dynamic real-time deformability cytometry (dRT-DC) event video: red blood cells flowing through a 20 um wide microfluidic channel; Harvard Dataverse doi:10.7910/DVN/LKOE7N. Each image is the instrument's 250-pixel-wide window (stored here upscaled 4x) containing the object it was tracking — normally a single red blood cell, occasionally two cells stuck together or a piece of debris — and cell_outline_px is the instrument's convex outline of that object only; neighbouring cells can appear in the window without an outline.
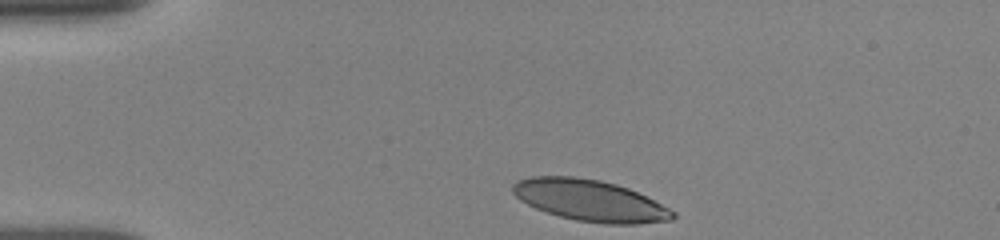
{"species": "human", "species_latin": "Homo sapiens", "temperature_condition": "room temperature", "stored_images_in_passage": 4, "camera_frame_rate_fps": 3000, "um_per_image_px": 0.085, "donor": {"sex": "female"}, "frame": {"image": 1, "passage_image": 1, "time_ms": 0.0, "image_size_px": [1000, 240], "cell_outline_px": [[676, 216], [672, 220], [636, 224], [604, 224], [576, 220], [560, 216], [536, 208], [520, 200], [512, 192], [512, 184], [516, 180], [532, 176], [572, 176], [600, 180], [616, 184], [628, 188], [676, 212]], "centroid_in_image_um": [50.12, 17.04], "position_along_channel_um": 34.9, "area_um2": 38.38}}